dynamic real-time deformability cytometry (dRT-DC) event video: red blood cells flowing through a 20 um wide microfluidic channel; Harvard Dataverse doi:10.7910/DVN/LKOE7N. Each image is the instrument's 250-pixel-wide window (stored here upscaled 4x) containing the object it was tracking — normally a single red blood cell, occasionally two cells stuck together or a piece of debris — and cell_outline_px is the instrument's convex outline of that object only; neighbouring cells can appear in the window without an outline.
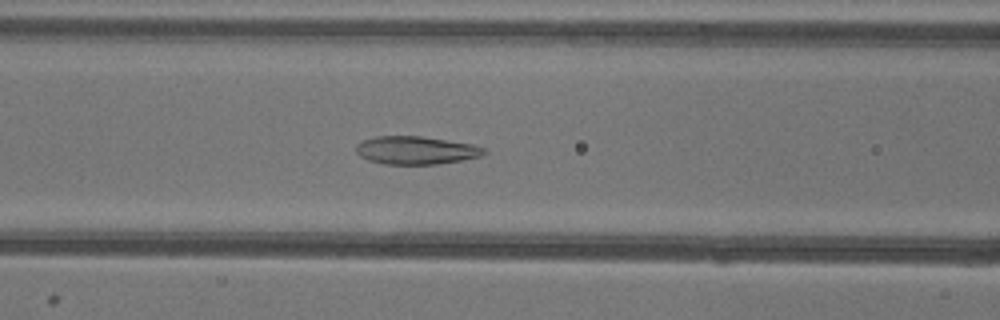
{"species": "common noctule bat (a hibernating species)", "species_latin": "Nyctalus noctula", "temperature_condition": "warm", "stored_images_in_passage": 51, "camera_frame_rate_fps": 3000, "um_per_image_px": 0.085, "animal": {"sex": "female"}, "frame": {"image": 1, "passage_image": 20, "time_ms": 6.333, "image_size_px": [1000, 320], "cell_outline_px": [[488, 152], [480, 156], [460, 160], [436, 164], [384, 164], [368, 160], [360, 156], [356, 152], [356, 144], [364, 140], [376, 136], [420, 136], [472, 144], [484, 148]], "centroid_in_image_um": [35.33, 12.77], "position_along_channel_um": 131.3, "area_um2": 20.75}}
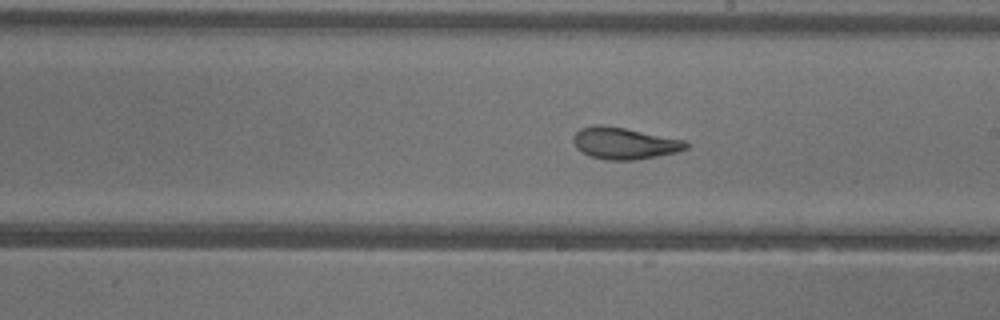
{"frame": {"image": 2, "passage_image": 28, "time_ms": 9.0, "image_size_px": [1000, 320], "cell_outline_px": [[688, 148], [676, 152], [656, 156], [632, 160], [608, 160], [592, 156], [576, 148], [572, 140], [572, 136], [580, 128], [592, 124], [604, 124], [684, 140], [688, 144]], "centroid_in_image_um": [53.02, 12.16], "position_along_channel_um": 236.0, "area_um2": 20.69}}
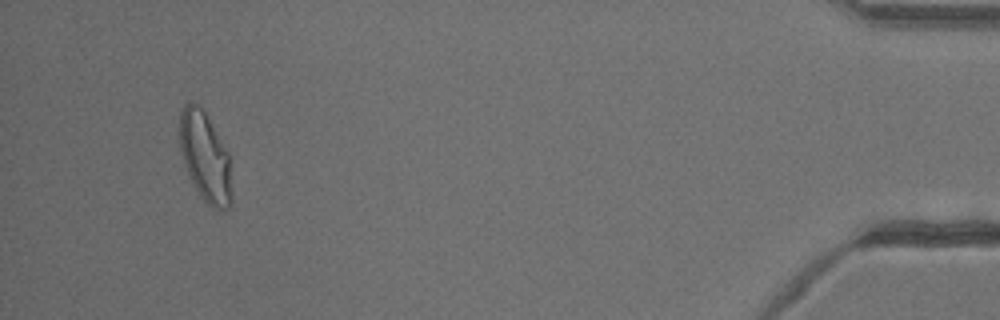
{"frame": {"image": 3, "passage_image": 48, "time_ms": 15.667, "image_size_px": [1000, 320], "cell_outline_px": [[232, 200], [228, 208], [224, 212], [220, 212], [212, 208], [204, 200], [188, 176], [184, 164], [180, 148], [180, 112], [184, 104], [196, 104], [204, 112], [228, 152], [232, 196]], "centroid_in_image_um": [17.44, 13.42], "position_along_channel_um": 417.8, "area_um2": 26.88}, "authors_computed_cell_mechanics": {"area_um2": 23.1778, "velocity_mm_per_s": 3.9298, "shape_relaxation_time_tau1_ms": 10.522, "shape_relaxation_time_tau2_ms": 1.8731, "deformation_change_tau1": 0.2487, "deformation_change_tau2": 0.0841}}